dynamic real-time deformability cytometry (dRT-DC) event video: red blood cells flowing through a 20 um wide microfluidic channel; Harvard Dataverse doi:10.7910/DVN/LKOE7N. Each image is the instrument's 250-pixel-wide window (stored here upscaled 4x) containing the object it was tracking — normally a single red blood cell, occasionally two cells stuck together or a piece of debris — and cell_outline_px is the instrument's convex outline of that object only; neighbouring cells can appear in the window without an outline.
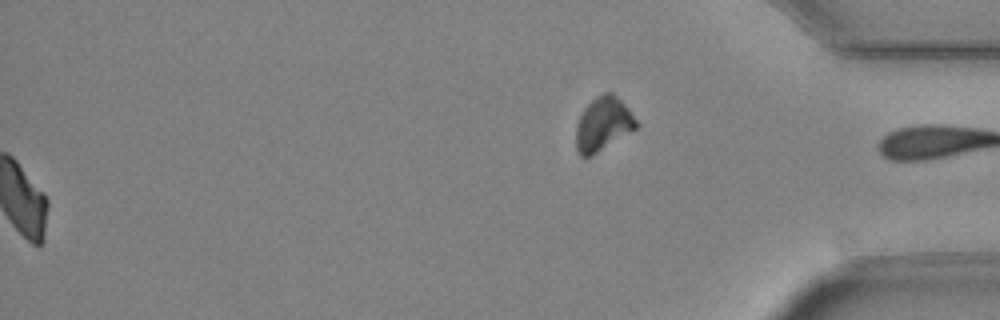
{"species": "Egyptian fruit bat (a non-hibernating species)", "species_latin": "Rousettus aegyptiacus", "temperature_condition": "cold", "stored_images_in_passage": 49, "segment_of_instrument_passage": [2, 2], "camera_frame_rate_fps": 3000, "um_per_image_px": 0.085, "animal": {"sex": "female"}, "frame": {"image": 1, "passage_image": 49, "time_ms": 16.0, "image_size_px": [1000, 320], "cell_outline_px": [[640, 124], [636, 128], [592, 156], [580, 156], [576, 148], [576, 124], [584, 108], [596, 96], [604, 92], [612, 92], [628, 108]], "centroid_in_image_um": [51.26, 10.54], "position_along_channel_um": 383.9, "area_um2": 18.79}}